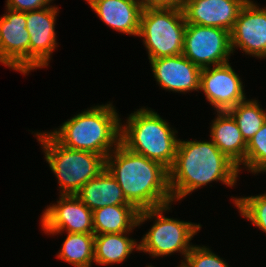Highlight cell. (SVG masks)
<instances>
[{
	"label": "cell",
	"mask_w": 266,
	"mask_h": 267,
	"mask_svg": "<svg viewBox=\"0 0 266 267\" xmlns=\"http://www.w3.org/2000/svg\"><path fill=\"white\" fill-rule=\"evenodd\" d=\"M105 168L139 212L173 203L169 170L159 162L134 153L121 143L105 158Z\"/></svg>",
	"instance_id": "6da1fadb"
},
{
	"label": "cell",
	"mask_w": 266,
	"mask_h": 267,
	"mask_svg": "<svg viewBox=\"0 0 266 267\" xmlns=\"http://www.w3.org/2000/svg\"><path fill=\"white\" fill-rule=\"evenodd\" d=\"M239 173L238 167L211 139L179 140L174 163L169 169L172 200H182L213 181H219L232 188L237 183Z\"/></svg>",
	"instance_id": "7a4b0ae2"
},
{
	"label": "cell",
	"mask_w": 266,
	"mask_h": 267,
	"mask_svg": "<svg viewBox=\"0 0 266 267\" xmlns=\"http://www.w3.org/2000/svg\"><path fill=\"white\" fill-rule=\"evenodd\" d=\"M121 118L111 102L90 107L48 133L62 146L106 158L119 144Z\"/></svg>",
	"instance_id": "3957f363"
},
{
	"label": "cell",
	"mask_w": 266,
	"mask_h": 267,
	"mask_svg": "<svg viewBox=\"0 0 266 267\" xmlns=\"http://www.w3.org/2000/svg\"><path fill=\"white\" fill-rule=\"evenodd\" d=\"M121 122L120 143L130 151L172 167L179 140L176 129L151 108H139Z\"/></svg>",
	"instance_id": "277c9868"
},
{
	"label": "cell",
	"mask_w": 266,
	"mask_h": 267,
	"mask_svg": "<svg viewBox=\"0 0 266 267\" xmlns=\"http://www.w3.org/2000/svg\"><path fill=\"white\" fill-rule=\"evenodd\" d=\"M34 135L45 153L46 163L58 180L60 195H75L105 169L102 155L62 146L47 131H37Z\"/></svg>",
	"instance_id": "5b68a950"
},
{
	"label": "cell",
	"mask_w": 266,
	"mask_h": 267,
	"mask_svg": "<svg viewBox=\"0 0 266 267\" xmlns=\"http://www.w3.org/2000/svg\"><path fill=\"white\" fill-rule=\"evenodd\" d=\"M172 203L139 212L138 227L147 220H155L152 227L143 235L139 242V251L148 253L151 257H162L179 253L187 256L193 244L190 242L194 235L201 230V224L186 222L165 217ZM191 243V244H190Z\"/></svg>",
	"instance_id": "8992f818"
},
{
	"label": "cell",
	"mask_w": 266,
	"mask_h": 267,
	"mask_svg": "<svg viewBox=\"0 0 266 267\" xmlns=\"http://www.w3.org/2000/svg\"><path fill=\"white\" fill-rule=\"evenodd\" d=\"M186 21L182 9L143 8L138 37H142L148 59L183 54Z\"/></svg>",
	"instance_id": "52a82bcc"
},
{
	"label": "cell",
	"mask_w": 266,
	"mask_h": 267,
	"mask_svg": "<svg viewBox=\"0 0 266 267\" xmlns=\"http://www.w3.org/2000/svg\"><path fill=\"white\" fill-rule=\"evenodd\" d=\"M232 54L228 30L187 23L183 55L192 63L201 69L221 65L229 62Z\"/></svg>",
	"instance_id": "ba28073f"
},
{
	"label": "cell",
	"mask_w": 266,
	"mask_h": 267,
	"mask_svg": "<svg viewBox=\"0 0 266 267\" xmlns=\"http://www.w3.org/2000/svg\"><path fill=\"white\" fill-rule=\"evenodd\" d=\"M0 17V63L24 75L30 72V36L26 12L5 8Z\"/></svg>",
	"instance_id": "9c48e42d"
},
{
	"label": "cell",
	"mask_w": 266,
	"mask_h": 267,
	"mask_svg": "<svg viewBox=\"0 0 266 267\" xmlns=\"http://www.w3.org/2000/svg\"><path fill=\"white\" fill-rule=\"evenodd\" d=\"M40 218L42 230L48 235L65 231L94 234L93 212L75 195H60L57 204L47 206Z\"/></svg>",
	"instance_id": "30bf717a"
},
{
	"label": "cell",
	"mask_w": 266,
	"mask_h": 267,
	"mask_svg": "<svg viewBox=\"0 0 266 267\" xmlns=\"http://www.w3.org/2000/svg\"><path fill=\"white\" fill-rule=\"evenodd\" d=\"M243 81L229 62L202 68L200 91L216 112L229 111L246 99Z\"/></svg>",
	"instance_id": "8fae6325"
},
{
	"label": "cell",
	"mask_w": 266,
	"mask_h": 267,
	"mask_svg": "<svg viewBox=\"0 0 266 267\" xmlns=\"http://www.w3.org/2000/svg\"><path fill=\"white\" fill-rule=\"evenodd\" d=\"M59 7L50 5L26 12V28L30 36V71L47 67L58 47L55 23Z\"/></svg>",
	"instance_id": "7c38bea8"
},
{
	"label": "cell",
	"mask_w": 266,
	"mask_h": 267,
	"mask_svg": "<svg viewBox=\"0 0 266 267\" xmlns=\"http://www.w3.org/2000/svg\"><path fill=\"white\" fill-rule=\"evenodd\" d=\"M231 50L240 48L252 57L266 58V7L248 0L230 32Z\"/></svg>",
	"instance_id": "4fadbf2b"
},
{
	"label": "cell",
	"mask_w": 266,
	"mask_h": 267,
	"mask_svg": "<svg viewBox=\"0 0 266 267\" xmlns=\"http://www.w3.org/2000/svg\"><path fill=\"white\" fill-rule=\"evenodd\" d=\"M158 85L177 93L199 91L202 69L183 54L149 60Z\"/></svg>",
	"instance_id": "5bb4252c"
},
{
	"label": "cell",
	"mask_w": 266,
	"mask_h": 267,
	"mask_svg": "<svg viewBox=\"0 0 266 267\" xmlns=\"http://www.w3.org/2000/svg\"><path fill=\"white\" fill-rule=\"evenodd\" d=\"M248 0H184L186 23L232 31L240 10Z\"/></svg>",
	"instance_id": "9a60e30c"
},
{
	"label": "cell",
	"mask_w": 266,
	"mask_h": 267,
	"mask_svg": "<svg viewBox=\"0 0 266 267\" xmlns=\"http://www.w3.org/2000/svg\"><path fill=\"white\" fill-rule=\"evenodd\" d=\"M100 20L111 29L138 37L141 3L134 0H85Z\"/></svg>",
	"instance_id": "2e32d148"
},
{
	"label": "cell",
	"mask_w": 266,
	"mask_h": 267,
	"mask_svg": "<svg viewBox=\"0 0 266 267\" xmlns=\"http://www.w3.org/2000/svg\"><path fill=\"white\" fill-rule=\"evenodd\" d=\"M210 126V139L239 169L244 166L247 143L236 120L228 112H217Z\"/></svg>",
	"instance_id": "e0dca14e"
},
{
	"label": "cell",
	"mask_w": 266,
	"mask_h": 267,
	"mask_svg": "<svg viewBox=\"0 0 266 267\" xmlns=\"http://www.w3.org/2000/svg\"><path fill=\"white\" fill-rule=\"evenodd\" d=\"M90 210L113 205H131L115 178L105 168L75 194Z\"/></svg>",
	"instance_id": "ac0fdd59"
},
{
	"label": "cell",
	"mask_w": 266,
	"mask_h": 267,
	"mask_svg": "<svg viewBox=\"0 0 266 267\" xmlns=\"http://www.w3.org/2000/svg\"><path fill=\"white\" fill-rule=\"evenodd\" d=\"M93 212L94 235L133 232L138 226L139 211L133 205H113Z\"/></svg>",
	"instance_id": "d6986e66"
},
{
	"label": "cell",
	"mask_w": 266,
	"mask_h": 267,
	"mask_svg": "<svg viewBox=\"0 0 266 267\" xmlns=\"http://www.w3.org/2000/svg\"><path fill=\"white\" fill-rule=\"evenodd\" d=\"M131 232L95 235L94 263L98 265L120 264L132 254L139 252V243L129 238Z\"/></svg>",
	"instance_id": "ffe728a7"
},
{
	"label": "cell",
	"mask_w": 266,
	"mask_h": 267,
	"mask_svg": "<svg viewBox=\"0 0 266 267\" xmlns=\"http://www.w3.org/2000/svg\"><path fill=\"white\" fill-rule=\"evenodd\" d=\"M62 243L57 258L74 267H92L94 263V234L69 233Z\"/></svg>",
	"instance_id": "44dd1931"
},
{
	"label": "cell",
	"mask_w": 266,
	"mask_h": 267,
	"mask_svg": "<svg viewBox=\"0 0 266 267\" xmlns=\"http://www.w3.org/2000/svg\"><path fill=\"white\" fill-rule=\"evenodd\" d=\"M256 99H245L228 112L236 120L242 137L248 143L266 122V111Z\"/></svg>",
	"instance_id": "7402d4cb"
},
{
	"label": "cell",
	"mask_w": 266,
	"mask_h": 267,
	"mask_svg": "<svg viewBox=\"0 0 266 267\" xmlns=\"http://www.w3.org/2000/svg\"><path fill=\"white\" fill-rule=\"evenodd\" d=\"M240 215L266 233V193L247 197H232Z\"/></svg>",
	"instance_id": "603a6c76"
},
{
	"label": "cell",
	"mask_w": 266,
	"mask_h": 267,
	"mask_svg": "<svg viewBox=\"0 0 266 267\" xmlns=\"http://www.w3.org/2000/svg\"><path fill=\"white\" fill-rule=\"evenodd\" d=\"M244 167L254 175L266 170V122L247 143Z\"/></svg>",
	"instance_id": "cb8c5ba5"
},
{
	"label": "cell",
	"mask_w": 266,
	"mask_h": 267,
	"mask_svg": "<svg viewBox=\"0 0 266 267\" xmlns=\"http://www.w3.org/2000/svg\"><path fill=\"white\" fill-rule=\"evenodd\" d=\"M183 260H181V267H229L228 262L207 246L193 245Z\"/></svg>",
	"instance_id": "d4e9b609"
},
{
	"label": "cell",
	"mask_w": 266,
	"mask_h": 267,
	"mask_svg": "<svg viewBox=\"0 0 266 267\" xmlns=\"http://www.w3.org/2000/svg\"><path fill=\"white\" fill-rule=\"evenodd\" d=\"M53 0H6V6L15 11H33L50 6Z\"/></svg>",
	"instance_id": "484cf974"
},
{
	"label": "cell",
	"mask_w": 266,
	"mask_h": 267,
	"mask_svg": "<svg viewBox=\"0 0 266 267\" xmlns=\"http://www.w3.org/2000/svg\"><path fill=\"white\" fill-rule=\"evenodd\" d=\"M184 0H142L143 8L182 9Z\"/></svg>",
	"instance_id": "4316f807"
},
{
	"label": "cell",
	"mask_w": 266,
	"mask_h": 267,
	"mask_svg": "<svg viewBox=\"0 0 266 267\" xmlns=\"http://www.w3.org/2000/svg\"><path fill=\"white\" fill-rule=\"evenodd\" d=\"M134 1H136V2H139V3H141V4H142V0H134Z\"/></svg>",
	"instance_id": "83f0119b"
}]
</instances>
